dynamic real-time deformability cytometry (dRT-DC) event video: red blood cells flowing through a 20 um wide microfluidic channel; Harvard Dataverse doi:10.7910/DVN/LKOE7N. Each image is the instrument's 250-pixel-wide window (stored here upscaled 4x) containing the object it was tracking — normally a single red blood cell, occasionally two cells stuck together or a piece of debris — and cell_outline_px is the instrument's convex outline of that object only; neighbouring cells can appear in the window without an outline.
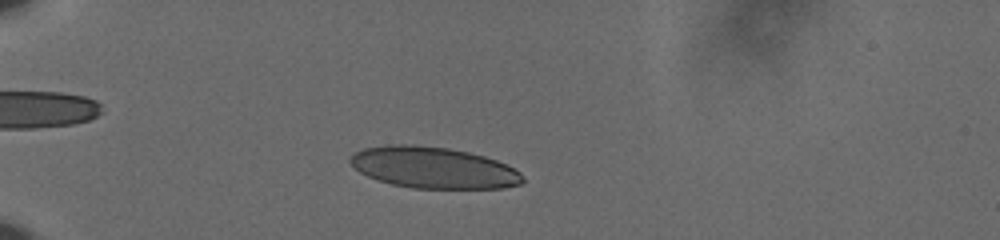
{"species": "human", "species_latin": "Homo sapiens", "temperature_condition": "cold", "stored_images_in_passage": 50, "camera_frame_rate_fps": 3000, "um_per_image_px": 0.085, "donor": {"sex": "male"}, "frame": {"image": 1, "passage_image": 9, "time_ms": 2.667, "image_size_px": [1000, 240], "cell_outline_px": [[524, 180], [520, 184], [504, 188], [412, 188], [392, 184], [368, 176], [360, 172], [348, 160], [356, 152], [364, 148], [388, 144], [412, 144], [448, 148], [468, 152], [484, 156], [508, 164], [520, 172], [524, 176]], "centroid_in_image_um": [36.87, 14.24], "position_along_channel_um": 48.1, "area_um2": 41.5}}
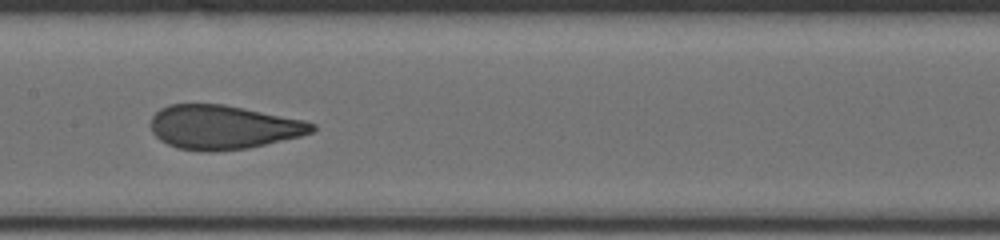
{"frame": {"image": 2, "passage_image": 24, "time_ms": 7.667, "image_size_px": [1000, 240], "cell_outline_px": [[316, 128], [312, 132], [300, 136], [248, 148], [212, 152], [200, 152], [176, 148], [160, 140], [152, 132], [152, 116], [160, 108], [168, 104], [224, 104], [304, 120], [316, 124]], "centroid_in_image_um": [18.95, 10.81], "position_along_channel_um": 188.4, "area_um2": 41.44}}
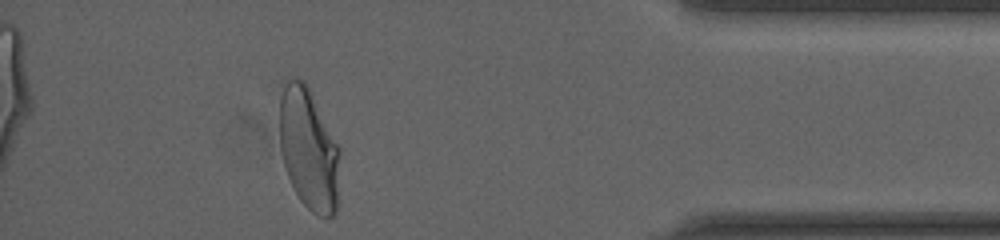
{"frame": {"image": 3, "passage_image": 45, "time_ms": 14.667, "image_size_px": [1000, 240], "cell_outline_px": [[340, 152], [336, 212], [332, 216], [316, 216], [300, 200], [288, 176], [284, 164], [280, 148], [280, 96], [284, 76], [304, 80], [308, 84], [340, 148]], "centroid_in_image_um": [26.23, 12.6], "position_along_channel_um": 409.0, "area_um2": 43.23}, "authors_computed_cell_mechanics": {"area_um2": 41.4715, "velocity_mm_per_s": 3.6192, "shape_relaxation_time_tau1_ms": 4.679, "shape_relaxation_time_tau2_ms": null, "deformation_change_tau1": 0.1591, "deformation_change_tau2": null}}